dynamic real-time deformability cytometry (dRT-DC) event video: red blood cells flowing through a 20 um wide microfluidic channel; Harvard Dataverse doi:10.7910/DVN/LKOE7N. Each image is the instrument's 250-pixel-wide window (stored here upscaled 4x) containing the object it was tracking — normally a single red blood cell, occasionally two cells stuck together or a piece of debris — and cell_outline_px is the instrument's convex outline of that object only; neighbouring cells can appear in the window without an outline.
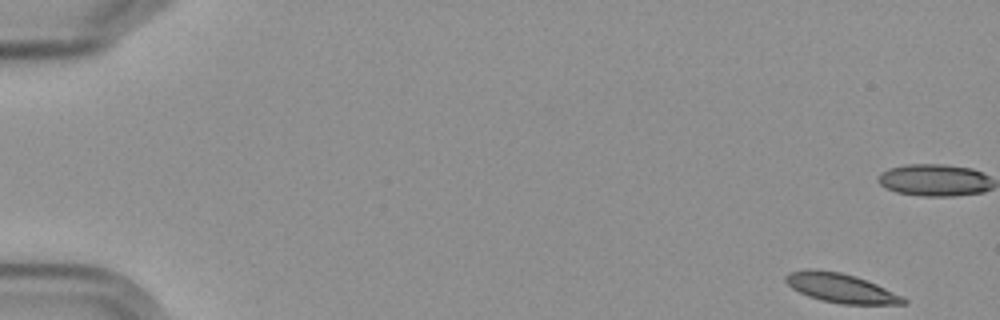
{"species": "Egyptian fruit bat (a non-hibernating species)", "species_latin": "Rousettus aegyptiacus", "temperature_condition": "cold", "stored_images_in_passage": 16, "camera_frame_rate_fps": 3000, "um_per_image_px": 0.085, "frame": {"image": 1, "passage_image": 1, "time_ms": 0.0, "image_size_px": [1000, 320], "cell_outline_px": [[908, 304], [840, 304], [820, 300], [808, 296], [792, 288], [784, 280], [784, 276], [788, 272], [804, 268], [816, 268], [840, 272], [856, 276], [876, 284], [908, 300]], "centroid_in_image_um": [71.4, 24.46], "position_along_channel_um": 13.6, "area_um2": 20.17}}
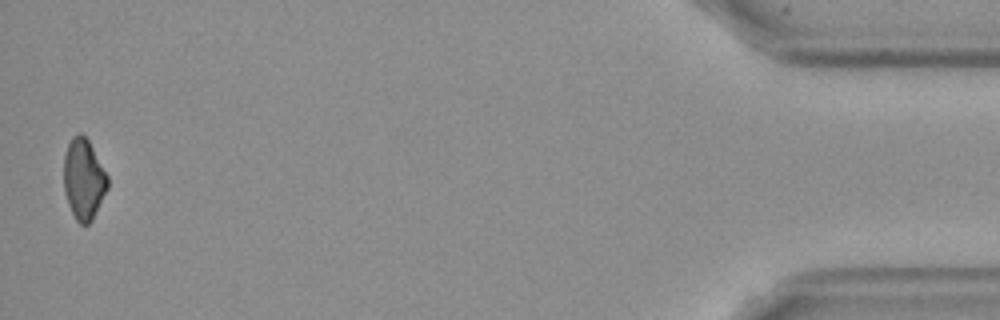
{"frame": {"image": 2, "passage_image": 16, "time_ms": 19.0, "image_size_px": [1000, 320], "cell_outline_px": [[108, 188], [92, 220], [88, 224], [80, 224], [76, 220], [68, 204], [64, 192], [64, 156], [68, 144], [72, 136], [76, 132], [80, 132], [88, 140], [108, 176]], "centroid_in_image_um": [7.1, 15.22], "position_along_channel_um": 428.1, "area_um2": 20.58}, "authors_computed_cell_mechanics": {"area_um2": 21.097, "velocity_mm_per_s": 3.5624, "shape_relaxation_time_tau1_ms": null, "shape_relaxation_time_tau2_ms": 1.9622, "deformation_change_tau1": null, "deformation_change_tau2": 0.0617}}